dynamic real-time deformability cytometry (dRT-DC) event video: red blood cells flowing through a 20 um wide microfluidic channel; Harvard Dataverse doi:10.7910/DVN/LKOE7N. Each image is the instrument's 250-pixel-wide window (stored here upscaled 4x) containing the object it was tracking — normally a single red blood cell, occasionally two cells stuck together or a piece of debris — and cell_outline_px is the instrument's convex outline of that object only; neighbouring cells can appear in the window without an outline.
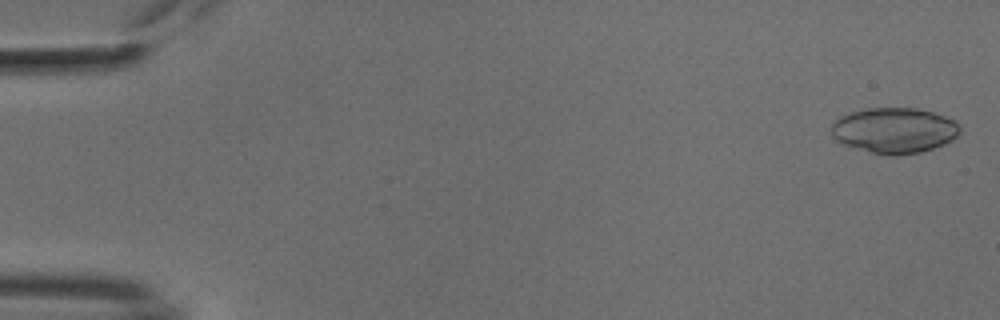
{"species": "common noctule bat (a hibernating species)", "species_latin": "Nyctalus noctula", "temperature_condition": "cold", "stored_images_in_passage": 53, "camera_frame_rate_fps": 3000, "um_per_image_px": 0.085, "animal": {"sex": "male", "body_mass_g": 18.8}, "frame": {"image": 1, "passage_image": 2, "time_ms": 0.333, "image_size_px": [1000, 320], "cell_outline_px": [[960, 132], [952, 140], [944, 144], [920, 152], [896, 156], [888, 156], [868, 152], [840, 144], [832, 136], [832, 124], [840, 116], [852, 112], [868, 108], [916, 108], [932, 112], [956, 120], [960, 124]], "centroid_in_image_um": [76.01, 11.1], "position_along_channel_um": 9.0, "area_um2": 34.39}}